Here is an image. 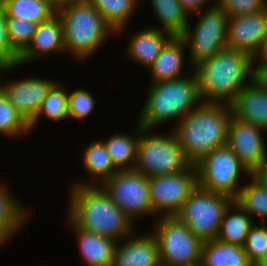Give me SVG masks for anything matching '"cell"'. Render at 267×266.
<instances>
[{"mask_svg":"<svg viewBox=\"0 0 267 266\" xmlns=\"http://www.w3.org/2000/svg\"><path fill=\"white\" fill-rule=\"evenodd\" d=\"M18 54L10 45L5 12L0 9V60L8 67L18 63Z\"/></svg>","mask_w":267,"mask_h":266,"instance_id":"obj_37","label":"cell"},{"mask_svg":"<svg viewBox=\"0 0 267 266\" xmlns=\"http://www.w3.org/2000/svg\"><path fill=\"white\" fill-rule=\"evenodd\" d=\"M245 266H256V263H251V262H249L247 265H245Z\"/></svg>","mask_w":267,"mask_h":266,"instance_id":"obj_49","label":"cell"},{"mask_svg":"<svg viewBox=\"0 0 267 266\" xmlns=\"http://www.w3.org/2000/svg\"><path fill=\"white\" fill-rule=\"evenodd\" d=\"M231 117L228 104L201 103L173 127L179 145L193 164L227 144Z\"/></svg>","mask_w":267,"mask_h":266,"instance_id":"obj_3","label":"cell"},{"mask_svg":"<svg viewBox=\"0 0 267 266\" xmlns=\"http://www.w3.org/2000/svg\"><path fill=\"white\" fill-rule=\"evenodd\" d=\"M10 190L8 184L0 181V224H26L31 213Z\"/></svg>","mask_w":267,"mask_h":266,"instance_id":"obj_32","label":"cell"},{"mask_svg":"<svg viewBox=\"0 0 267 266\" xmlns=\"http://www.w3.org/2000/svg\"><path fill=\"white\" fill-rule=\"evenodd\" d=\"M150 83L143 109L136 119L146 129H157L172 120L178 122L201 103L196 74Z\"/></svg>","mask_w":267,"mask_h":266,"instance_id":"obj_4","label":"cell"},{"mask_svg":"<svg viewBox=\"0 0 267 266\" xmlns=\"http://www.w3.org/2000/svg\"><path fill=\"white\" fill-rule=\"evenodd\" d=\"M153 213L158 217L175 216L197 188V170L193 164L186 172L148 177Z\"/></svg>","mask_w":267,"mask_h":266,"instance_id":"obj_12","label":"cell"},{"mask_svg":"<svg viewBox=\"0 0 267 266\" xmlns=\"http://www.w3.org/2000/svg\"><path fill=\"white\" fill-rule=\"evenodd\" d=\"M266 132L233 116L229 122L227 145L250 174H254L267 157V143L263 137Z\"/></svg>","mask_w":267,"mask_h":266,"instance_id":"obj_13","label":"cell"},{"mask_svg":"<svg viewBox=\"0 0 267 266\" xmlns=\"http://www.w3.org/2000/svg\"><path fill=\"white\" fill-rule=\"evenodd\" d=\"M183 10L190 16L194 12L198 13L205 6H210L212 0H179ZM209 4V5H208ZM191 13V14H190Z\"/></svg>","mask_w":267,"mask_h":266,"instance_id":"obj_40","label":"cell"},{"mask_svg":"<svg viewBox=\"0 0 267 266\" xmlns=\"http://www.w3.org/2000/svg\"><path fill=\"white\" fill-rule=\"evenodd\" d=\"M254 223V218L234 200L224 213L216 239L243 247Z\"/></svg>","mask_w":267,"mask_h":266,"instance_id":"obj_24","label":"cell"},{"mask_svg":"<svg viewBox=\"0 0 267 266\" xmlns=\"http://www.w3.org/2000/svg\"><path fill=\"white\" fill-rule=\"evenodd\" d=\"M4 6V0H0V9H3Z\"/></svg>","mask_w":267,"mask_h":266,"instance_id":"obj_48","label":"cell"},{"mask_svg":"<svg viewBox=\"0 0 267 266\" xmlns=\"http://www.w3.org/2000/svg\"><path fill=\"white\" fill-rule=\"evenodd\" d=\"M153 14L160 23V31L170 34L172 37H181L189 22V15L183 10L181 3L166 5H151Z\"/></svg>","mask_w":267,"mask_h":266,"instance_id":"obj_30","label":"cell"},{"mask_svg":"<svg viewBox=\"0 0 267 266\" xmlns=\"http://www.w3.org/2000/svg\"><path fill=\"white\" fill-rule=\"evenodd\" d=\"M197 23L191 28L190 22L181 38L189 51V65L193 69L200 62L210 59L227 48L228 15L216 3L202 8Z\"/></svg>","mask_w":267,"mask_h":266,"instance_id":"obj_7","label":"cell"},{"mask_svg":"<svg viewBox=\"0 0 267 266\" xmlns=\"http://www.w3.org/2000/svg\"><path fill=\"white\" fill-rule=\"evenodd\" d=\"M61 18L66 54L79 62L91 59L116 32L87 0L56 8Z\"/></svg>","mask_w":267,"mask_h":266,"instance_id":"obj_5","label":"cell"},{"mask_svg":"<svg viewBox=\"0 0 267 266\" xmlns=\"http://www.w3.org/2000/svg\"><path fill=\"white\" fill-rule=\"evenodd\" d=\"M3 10L5 17H16L38 24L56 14L52 0H4Z\"/></svg>","mask_w":267,"mask_h":266,"instance_id":"obj_28","label":"cell"},{"mask_svg":"<svg viewBox=\"0 0 267 266\" xmlns=\"http://www.w3.org/2000/svg\"><path fill=\"white\" fill-rule=\"evenodd\" d=\"M254 223L243 246L249 262L257 263L267 257V223Z\"/></svg>","mask_w":267,"mask_h":266,"instance_id":"obj_34","label":"cell"},{"mask_svg":"<svg viewBox=\"0 0 267 266\" xmlns=\"http://www.w3.org/2000/svg\"><path fill=\"white\" fill-rule=\"evenodd\" d=\"M141 127L134 170L146 177L186 172L193 163L186 157L173 130L156 134Z\"/></svg>","mask_w":267,"mask_h":266,"instance_id":"obj_6","label":"cell"},{"mask_svg":"<svg viewBox=\"0 0 267 266\" xmlns=\"http://www.w3.org/2000/svg\"><path fill=\"white\" fill-rule=\"evenodd\" d=\"M18 65L15 66H6L1 60H0V79L1 76H3V74L5 75V73H10L11 71H13L14 69L18 68ZM10 71V72H9ZM2 74V75H1ZM1 81V80H0Z\"/></svg>","mask_w":267,"mask_h":266,"instance_id":"obj_42","label":"cell"},{"mask_svg":"<svg viewBox=\"0 0 267 266\" xmlns=\"http://www.w3.org/2000/svg\"><path fill=\"white\" fill-rule=\"evenodd\" d=\"M100 187L132 222L147 215L156 219L151 206L148 177L144 174L135 170L118 171Z\"/></svg>","mask_w":267,"mask_h":266,"instance_id":"obj_11","label":"cell"},{"mask_svg":"<svg viewBox=\"0 0 267 266\" xmlns=\"http://www.w3.org/2000/svg\"><path fill=\"white\" fill-rule=\"evenodd\" d=\"M56 81L48 90L45 99L40 105L36 116L29 122L30 131L39 123L40 117L45 116L50 121L58 122L69 119L68 91L64 84Z\"/></svg>","mask_w":267,"mask_h":266,"instance_id":"obj_29","label":"cell"},{"mask_svg":"<svg viewBox=\"0 0 267 266\" xmlns=\"http://www.w3.org/2000/svg\"><path fill=\"white\" fill-rule=\"evenodd\" d=\"M184 50H187L184 40L181 37H172L148 68L151 75L150 83L186 76V74H182L186 53Z\"/></svg>","mask_w":267,"mask_h":266,"instance_id":"obj_21","label":"cell"},{"mask_svg":"<svg viewBox=\"0 0 267 266\" xmlns=\"http://www.w3.org/2000/svg\"><path fill=\"white\" fill-rule=\"evenodd\" d=\"M81 161L85 172L92 176L91 181L74 180V186H100L105 180L111 178L118 170L114 167L104 143L99 139L88 144L82 151ZM96 180V181H95Z\"/></svg>","mask_w":267,"mask_h":266,"instance_id":"obj_22","label":"cell"},{"mask_svg":"<svg viewBox=\"0 0 267 266\" xmlns=\"http://www.w3.org/2000/svg\"><path fill=\"white\" fill-rule=\"evenodd\" d=\"M202 103L230 105L256 76L253 58L244 51L225 48L193 68Z\"/></svg>","mask_w":267,"mask_h":266,"instance_id":"obj_1","label":"cell"},{"mask_svg":"<svg viewBox=\"0 0 267 266\" xmlns=\"http://www.w3.org/2000/svg\"><path fill=\"white\" fill-rule=\"evenodd\" d=\"M70 189L66 217L77 227L117 242L135 233V221L132 222L100 186L72 185Z\"/></svg>","mask_w":267,"mask_h":266,"instance_id":"obj_2","label":"cell"},{"mask_svg":"<svg viewBox=\"0 0 267 266\" xmlns=\"http://www.w3.org/2000/svg\"><path fill=\"white\" fill-rule=\"evenodd\" d=\"M150 5H166V4H174L180 3L179 0H150Z\"/></svg>","mask_w":267,"mask_h":266,"instance_id":"obj_43","label":"cell"},{"mask_svg":"<svg viewBox=\"0 0 267 266\" xmlns=\"http://www.w3.org/2000/svg\"><path fill=\"white\" fill-rule=\"evenodd\" d=\"M266 2L267 0H217L215 3L228 17H234L259 12L266 8Z\"/></svg>","mask_w":267,"mask_h":266,"instance_id":"obj_36","label":"cell"},{"mask_svg":"<svg viewBox=\"0 0 267 266\" xmlns=\"http://www.w3.org/2000/svg\"><path fill=\"white\" fill-rule=\"evenodd\" d=\"M29 123L8 101L0 87V134L6 138H20L30 134Z\"/></svg>","mask_w":267,"mask_h":266,"instance_id":"obj_31","label":"cell"},{"mask_svg":"<svg viewBox=\"0 0 267 266\" xmlns=\"http://www.w3.org/2000/svg\"><path fill=\"white\" fill-rule=\"evenodd\" d=\"M257 75H267V66L257 72Z\"/></svg>","mask_w":267,"mask_h":266,"instance_id":"obj_47","label":"cell"},{"mask_svg":"<svg viewBox=\"0 0 267 266\" xmlns=\"http://www.w3.org/2000/svg\"><path fill=\"white\" fill-rule=\"evenodd\" d=\"M257 77L263 82V84L267 87V75H257Z\"/></svg>","mask_w":267,"mask_h":266,"instance_id":"obj_46","label":"cell"},{"mask_svg":"<svg viewBox=\"0 0 267 266\" xmlns=\"http://www.w3.org/2000/svg\"><path fill=\"white\" fill-rule=\"evenodd\" d=\"M24 224H0V248L22 229Z\"/></svg>","mask_w":267,"mask_h":266,"instance_id":"obj_38","label":"cell"},{"mask_svg":"<svg viewBox=\"0 0 267 266\" xmlns=\"http://www.w3.org/2000/svg\"><path fill=\"white\" fill-rule=\"evenodd\" d=\"M82 1H85V0H52L56 8L67 3L82 2Z\"/></svg>","mask_w":267,"mask_h":266,"instance_id":"obj_44","label":"cell"},{"mask_svg":"<svg viewBox=\"0 0 267 266\" xmlns=\"http://www.w3.org/2000/svg\"><path fill=\"white\" fill-rule=\"evenodd\" d=\"M136 124L132 134L118 133L111 135L104 143L114 167L118 171L134 170L137 160V146L141 133V126Z\"/></svg>","mask_w":267,"mask_h":266,"instance_id":"obj_23","label":"cell"},{"mask_svg":"<svg viewBox=\"0 0 267 266\" xmlns=\"http://www.w3.org/2000/svg\"><path fill=\"white\" fill-rule=\"evenodd\" d=\"M114 29L116 36L127 30V23L136 12L140 0H87Z\"/></svg>","mask_w":267,"mask_h":266,"instance_id":"obj_26","label":"cell"},{"mask_svg":"<svg viewBox=\"0 0 267 266\" xmlns=\"http://www.w3.org/2000/svg\"><path fill=\"white\" fill-rule=\"evenodd\" d=\"M230 107L234 118L267 131V87L257 76L238 93Z\"/></svg>","mask_w":267,"mask_h":266,"instance_id":"obj_17","label":"cell"},{"mask_svg":"<svg viewBox=\"0 0 267 266\" xmlns=\"http://www.w3.org/2000/svg\"><path fill=\"white\" fill-rule=\"evenodd\" d=\"M247 184H243L236 203L239 204L252 217H260L259 223L267 221V186L254 174H250Z\"/></svg>","mask_w":267,"mask_h":266,"instance_id":"obj_27","label":"cell"},{"mask_svg":"<svg viewBox=\"0 0 267 266\" xmlns=\"http://www.w3.org/2000/svg\"><path fill=\"white\" fill-rule=\"evenodd\" d=\"M267 35V8L228 19L227 48L240 50L252 57Z\"/></svg>","mask_w":267,"mask_h":266,"instance_id":"obj_15","label":"cell"},{"mask_svg":"<svg viewBox=\"0 0 267 266\" xmlns=\"http://www.w3.org/2000/svg\"><path fill=\"white\" fill-rule=\"evenodd\" d=\"M56 81L35 76L0 82V87L8 101L29 123L36 116L48 90Z\"/></svg>","mask_w":267,"mask_h":266,"instance_id":"obj_14","label":"cell"},{"mask_svg":"<svg viewBox=\"0 0 267 266\" xmlns=\"http://www.w3.org/2000/svg\"><path fill=\"white\" fill-rule=\"evenodd\" d=\"M154 230L161 266H199L204 241L176 216L157 217Z\"/></svg>","mask_w":267,"mask_h":266,"instance_id":"obj_8","label":"cell"},{"mask_svg":"<svg viewBox=\"0 0 267 266\" xmlns=\"http://www.w3.org/2000/svg\"><path fill=\"white\" fill-rule=\"evenodd\" d=\"M254 175L267 186V157Z\"/></svg>","mask_w":267,"mask_h":266,"instance_id":"obj_41","label":"cell"},{"mask_svg":"<svg viewBox=\"0 0 267 266\" xmlns=\"http://www.w3.org/2000/svg\"><path fill=\"white\" fill-rule=\"evenodd\" d=\"M256 266H267V257H264L259 262H257Z\"/></svg>","mask_w":267,"mask_h":266,"instance_id":"obj_45","label":"cell"},{"mask_svg":"<svg viewBox=\"0 0 267 266\" xmlns=\"http://www.w3.org/2000/svg\"><path fill=\"white\" fill-rule=\"evenodd\" d=\"M66 54L63 24L56 13L49 20L38 24L28 47L18 56L19 67L34 60L46 59L56 53ZM21 65V66H20Z\"/></svg>","mask_w":267,"mask_h":266,"instance_id":"obj_16","label":"cell"},{"mask_svg":"<svg viewBox=\"0 0 267 266\" xmlns=\"http://www.w3.org/2000/svg\"><path fill=\"white\" fill-rule=\"evenodd\" d=\"M233 201L228 196L197 186L175 216L198 238L203 241L215 240L224 213Z\"/></svg>","mask_w":267,"mask_h":266,"instance_id":"obj_10","label":"cell"},{"mask_svg":"<svg viewBox=\"0 0 267 266\" xmlns=\"http://www.w3.org/2000/svg\"><path fill=\"white\" fill-rule=\"evenodd\" d=\"M248 263L243 247L217 239L204 241L199 266H245Z\"/></svg>","mask_w":267,"mask_h":266,"instance_id":"obj_25","label":"cell"},{"mask_svg":"<svg viewBox=\"0 0 267 266\" xmlns=\"http://www.w3.org/2000/svg\"><path fill=\"white\" fill-rule=\"evenodd\" d=\"M171 38L170 34L157 28L145 27L129 35L125 54L148 70Z\"/></svg>","mask_w":267,"mask_h":266,"instance_id":"obj_20","label":"cell"},{"mask_svg":"<svg viewBox=\"0 0 267 266\" xmlns=\"http://www.w3.org/2000/svg\"><path fill=\"white\" fill-rule=\"evenodd\" d=\"M5 19L10 45L20 55L30 44L38 23L16 17H5Z\"/></svg>","mask_w":267,"mask_h":266,"instance_id":"obj_33","label":"cell"},{"mask_svg":"<svg viewBox=\"0 0 267 266\" xmlns=\"http://www.w3.org/2000/svg\"><path fill=\"white\" fill-rule=\"evenodd\" d=\"M194 165L200 188L233 200L243 187V184L239 183L242 174H246V177L250 175L227 144L212 150Z\"/></svg>","mask_w":267,"mask_h":266,"instance_id":"obj_9","label":"cell"},{"mask_svg":"<svg viewBox=\"0 0 267 266\" xmlns=\"http://www.w3.org/2000/svg\"><path fill=\"white\" fill-rule=\"evenodd\" d=\"M96 100L89 90L78 88L68 92L69 119L83 120L93 113Z\"/></svg>","mask_w":267,"mask_h":266,"instance_id":"obj_35","label":"cell"},{"mask_svg":"<svg viewBox=\"0 0 267 266\" xmlns=\"http://www.w3.org/2000/svg\"><path fill=\"white\" fill-rule=\"evenodd\" d=\"M252 58L253 67L256 73L267 66V35L263 39L258 51L254 54Z\"/></svg>","mask_w":267,"mask_h":266,"instance_id":"obj_39","label":"cell"},{"mask_svg":"<svg viewBox=\"0 0 267 266\" xmlns=\"http://www.w3.org/2000/svg\"><path fill=\"white\" fill-rule=\"evenodd\" d=\"M133 235L117 243L112 266H161L155 236L151 232Z\"/></svg>","mask_w":267,"mask_h":266,"instance_id":"obj_18","label":"cell"},{"mask_svg":"<svg viewBox=\"0 0 267 266\" xmlns=\"http://www.w3.org/2000/svg\"><path fill=\"white\" fill-rule=\"evenodd\" d=\"M84 266H112L117 241L77 227L68 217Z\"/></svg>","mask_w":267,"mask_h":266,"instance_id":"obj_19","label":"cell"}]
</instances>
